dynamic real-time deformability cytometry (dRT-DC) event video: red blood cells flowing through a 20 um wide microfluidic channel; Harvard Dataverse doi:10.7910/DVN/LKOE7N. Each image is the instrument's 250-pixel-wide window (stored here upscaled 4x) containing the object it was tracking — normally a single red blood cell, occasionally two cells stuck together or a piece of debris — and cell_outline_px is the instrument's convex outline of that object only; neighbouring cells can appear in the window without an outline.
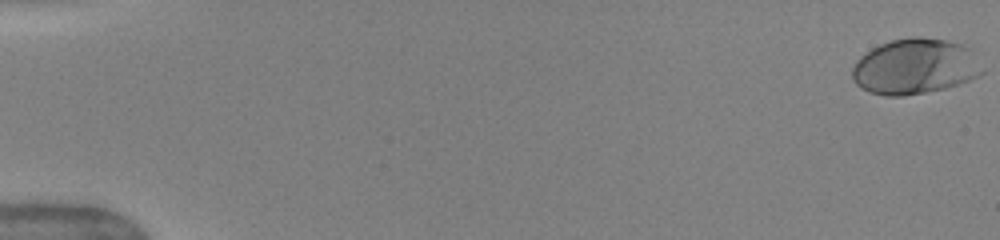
{"species": "human", "species_latin": "Homo sapiens", "temperature_condition": "warm", "stored_images_in_passage": 51, "camera_frame_rate_fps": 3000, "um_per_image_px": 0.085, "donor": {"sex": "female"}, "frame": {"image": 1, "passage_image": 1, "time_ms": 0.0, "image_size_px": [1000, 240], "cell_outline_px": [[984, 72], [980, 76], [944, 88], [904, 96], [884, 96], [868, 92], [856, 84], [852, 80], [852, 68], [856, 60], [860, 56], [872, 48], [880, 44], [892, 40], [908, 36], [920, 36], [944, 40], [964, 44], [968, 48]], "centroid_in_image_um": [77.71, 5.65], "position_along_channel_um": 7.3, "area_um2": 42.02}}
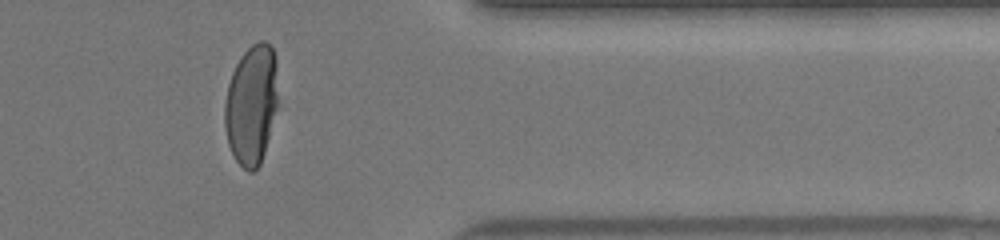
{"frame": {"image": 2, "passage_image": 43, "time_ms": 14.0, "image_size_px": [1000, 240], "cell_outline_px": [[280, 104], [260, 164], [252, 172], [248, 172], [236, 160], [228, 144], [224, 124], [224, 104], [228, 84], [232, 72], [240, 56], [252, 44], [260, 40], [264, 40], [272, 44], [276, 56]], "centroid_in_image_um": [21.42, 8.84], "position_along_channel_um": 390.0, "area_um2": 38.32}}
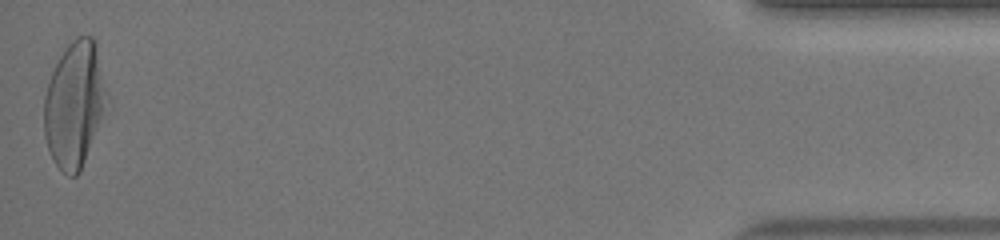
{"frame": {"image": 3, "passage_image": 51, "time_ms": 16.667, "image_size_px": [1000, 240], "cell_outline_px": [[100, 116], [96, 128], [80, 172], [76, 176], [68, 176], [52, 160], [44, 136], [44, 96], [52, 72], [60, 56], [68, 44], [76, 36], [92, 36], [96, 44], [100, 104]], "centroid_in_image_um": [6.17, 8.93], "position_along_channel_um": 429.0, "area_um2": 42.83}, "authors_computed_cell_mechanics": {"area_um2": 40.5756, "velocity_mm_per_s": 4.0406, "shape_relaxation_time_tau1_ms": 4.5721, "shape_relaxation_time_tau2_ms": null, "deformation_change_tau1": 0.2173, "deformation_change_tau2": null}}